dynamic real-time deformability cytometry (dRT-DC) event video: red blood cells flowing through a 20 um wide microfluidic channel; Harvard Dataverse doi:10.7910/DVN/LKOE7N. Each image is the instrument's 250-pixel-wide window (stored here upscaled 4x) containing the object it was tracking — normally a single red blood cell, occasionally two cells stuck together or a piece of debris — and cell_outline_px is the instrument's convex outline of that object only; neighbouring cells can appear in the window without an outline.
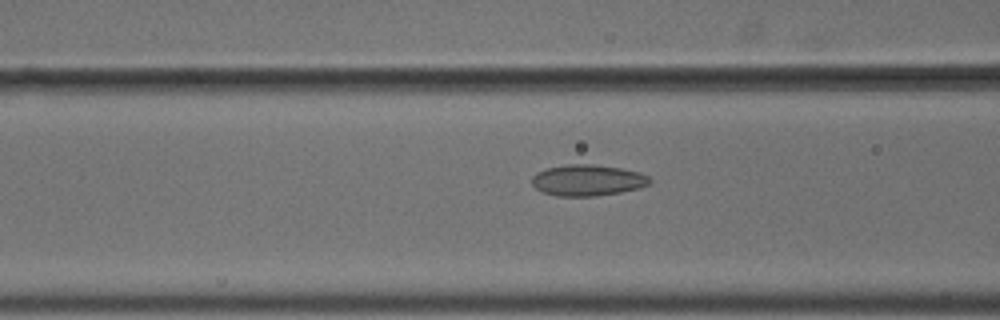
{"species": "common noctule bat (a hibernating species)", "species_latin": "Nyctalus noctula", "temperature_condition": "cold", "stored_images_in_passage": 55, "camera_frame_rate_fps": 3000, "um_per_image_px": 0.085, "animal": {"sex": "male", "body_mass_g": 18.8}, "frame": {"image": 1, "passage_image": 23, "time_ms": 7.333, "image_size_px": [1000, 320], "cell_outline_px": [[652, 184], [640, 188], [620, 192], [596, 196], [556, 196], [544, 192], [536, 188], [532, 184], [532, 176], [536, 172], [544, 168], [568, 164], [592, 164], [620, 168], [640, 172], [648, 176], [652, 180]], "centroid_in_image_um": [49.96, 15.32], "position_along_channel_um": 116.6, "area_um2": 21.62}}
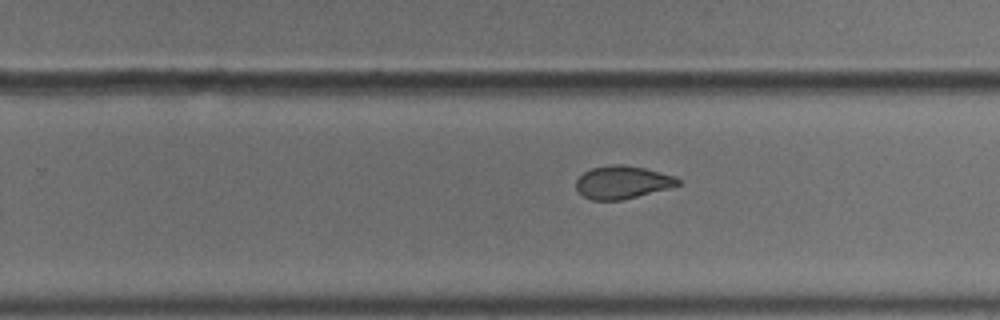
{"frame": {"image": 2, "passage_image": 36, "time_ms": 11.667, "image_size_px": [1000, 320], "cell_outline_px": [[680, 184], [668, 188], [620, 200], [592, 200], [576, 192], [576, 180], [584, 172], [592, 168], [612, 164], [624, 164], [644, 168], [676, 176], [680, 180]], "centroid_in_image_um": [52.87, 15.48], "position_along_channel_um": 276.9, "area_um2": 19.42}}
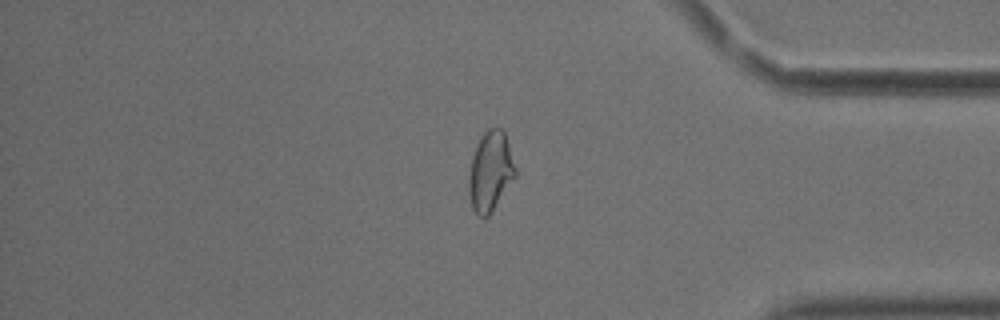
{"frame": {"image": 3, "passage_image": 47, "time_ms": 15.333, "image_size_px": [1000, 320], "cell_outline_px": [[516, 176], [488, 216], [480, 216], [472, 208], [468, 192], [468, 176], [472, 156], [476, 144], [480, 136], [488, 128], [500, 128], [504, 132], [516, 168]], "centroid_in_image_um": [41.66, 14.55], "position_along_channel_um": 393.5, "area_um2": 21.5}, "authors_computed_cell_mechanics": {"area_um2": 21.675, "velocity_mm_per_s": 3.6949, "shape_relaxation_time_tau1_ms": 6.7986, "shape_relaxation_time_tau2_ms": 1.5694, "deformation_change_tau1": 0.1382, "deformation_change_tau2": 0.0739}}